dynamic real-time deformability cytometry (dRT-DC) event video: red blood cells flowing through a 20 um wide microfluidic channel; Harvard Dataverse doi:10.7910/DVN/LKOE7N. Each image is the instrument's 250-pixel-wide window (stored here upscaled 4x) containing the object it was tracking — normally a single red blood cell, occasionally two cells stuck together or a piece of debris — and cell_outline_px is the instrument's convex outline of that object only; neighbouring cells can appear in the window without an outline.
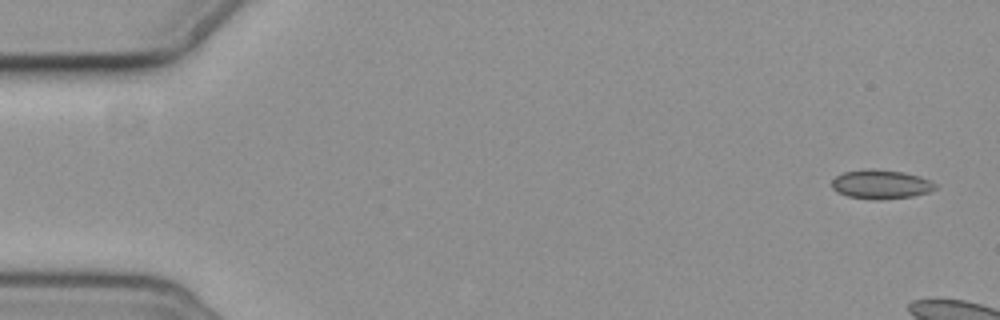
{"species": "common noctule bat (a hibernating species)", "species_latin": "Nyctalus noctula", "temperature_condition": "cold", "stored_images_in_passage": 3, "camera_frame_rate_fps": 3000, "um_per_image_px": 0.085, "animal": {"sex": "female", "body_mass_g": 19.3, "forearm_length_mm": 54.1}, "frame": {"image": 1, "passage_image": 1, "time_ms": 0.0, "image_size_px": [1000, 320], "cell_outline_px": [[936, 188], [928, 192], [912, 196], [848, 196], [836, 192], [832, 188], [832, 180], [836, 176], [844, 172], [864, 168], [872, 168], [904, 172], [920, 176], [936, 184]], "centroid_in_image_um": [74.85, 15.59], "position_along_channel_um": 10.1, "area_um2": 16.65}}